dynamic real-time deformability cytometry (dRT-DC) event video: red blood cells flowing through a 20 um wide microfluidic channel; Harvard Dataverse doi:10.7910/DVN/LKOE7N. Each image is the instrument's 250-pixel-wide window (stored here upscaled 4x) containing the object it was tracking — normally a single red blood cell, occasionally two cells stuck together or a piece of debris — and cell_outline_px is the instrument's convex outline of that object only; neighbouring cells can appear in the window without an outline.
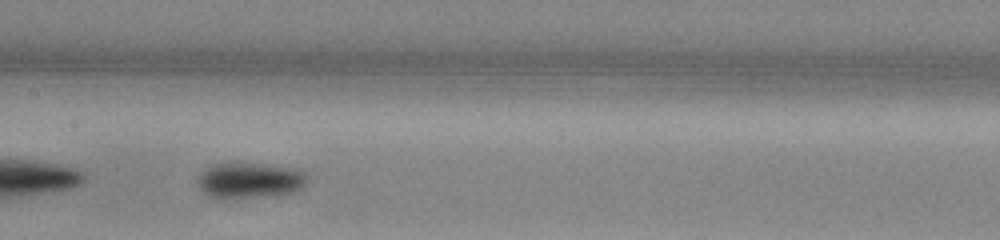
{"species": "common noctule bat (a hibernating species)", "species_latin": "Nyctalus noctula", "temperature_condition": "warm", "stored_images_in_passage": 50, "camera_frame_rate_fps": 3000, "um_per_image_px": 0.085, "animal": {"sex": "male", "body_mass_g": 13.0, "forearm_length_mm": 53.1}, "frame": {"image": 1, "passage_image": 26, "time_ms": 8.333, "image_size_px": [1000, 240], "cell_outline_px": [[308, 180], [300, 188], [292, 192], [276, 196], [220, 200], [216, 200], [208, 196], [196, 184], [196, 180], [200, 172], [204, 168], [220, 160], [240, 160], [288, 168], [304, 172], [308, 176]], "centroid_in_image_um": [21.09, 15.31], "position_along_channel_um": 186.3, "area_um2": 24.22}}
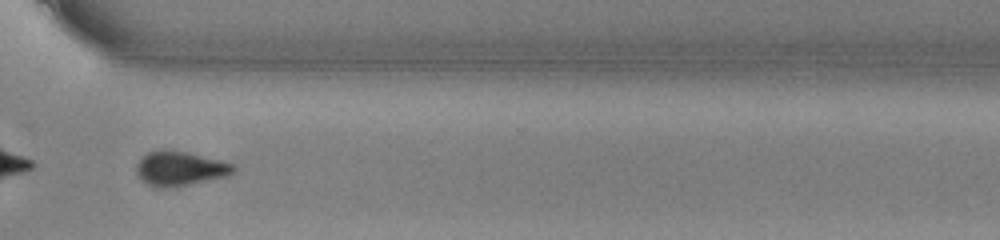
{"frame": {"image": 2, "passage_image": 39, "time_ms": 12.667, "image_size_px": [1000, 240], "cell_outline_px": [[236, 172], [228, 176], [176, 188], [152, 188], [144, 184], [140, 180], [136, 172], [136, 164], [140, 156], [148, 152], [160, 148], [168, 148], [188, 152], [236, 164]], "centroid_in_image_um": [15.26, 14.33], "position_along_channel_um": 355.3, "area_um2": 20.58}, "authors_computed_cell_mechanics": {"area_um2": 22.2241, "velocity_mm_per_s": 3.8998, "shape_relaxation_time_tau1_ms": 1.8532, "shape_relaxation_time_tau2_ms": null, "deformation_change_tau1": 0.0971, "deformation_change_tau2": null}}